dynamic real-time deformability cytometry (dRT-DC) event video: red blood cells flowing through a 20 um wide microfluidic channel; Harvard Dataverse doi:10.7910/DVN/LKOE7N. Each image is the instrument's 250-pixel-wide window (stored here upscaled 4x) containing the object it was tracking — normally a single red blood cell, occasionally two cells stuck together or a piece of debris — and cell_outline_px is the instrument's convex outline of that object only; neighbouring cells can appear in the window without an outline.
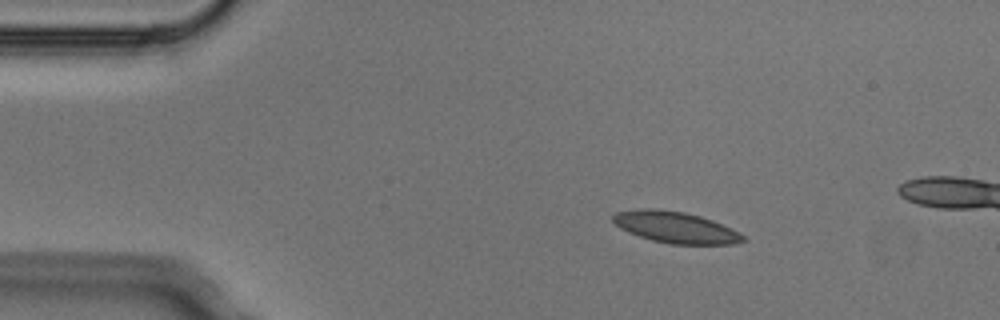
{"species": "Egyptian fruit bat (a non-hibernating species)", "species_latin": "Rousettus aegyptiacus", "temperature_condition": "cold", "stored_images_in_passage": 4, "camera_frame_rate_fps": 3000, "um_per_image_px": 0.085, "animal": {"sex": "male"}, "frame": {"image": 1, "passage_image": 2, "time_ms": 0.333, "image_size_px": [1000, 320], "cell_outline_px": [[748, 240], [732, 244], [672, 244], [652, 240], [628, 232], [620, 228], [612, 220], [612, 216], [616, 212], [640, 208], [652, 208], [684, 212], [700, 216], [712, 220], [732, 228], [740, 232]], "centroid_in_image_um": [57.43, 19.32], "position_along_channel_um": 27.6, "area_um2": 23.76}}